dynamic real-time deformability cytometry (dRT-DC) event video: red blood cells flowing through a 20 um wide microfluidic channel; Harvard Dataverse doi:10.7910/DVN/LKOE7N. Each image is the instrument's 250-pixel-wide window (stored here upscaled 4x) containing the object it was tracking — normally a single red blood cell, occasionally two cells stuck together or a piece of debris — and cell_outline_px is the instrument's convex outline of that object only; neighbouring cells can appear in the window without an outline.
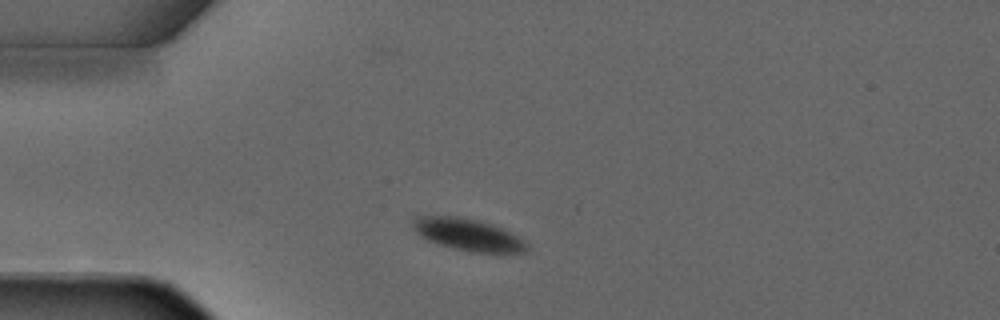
{"species": "common noctule bat (a hibernating species)", "species_latin": "Nyctalus noctula", "temperature_condition": "warm", "stored_images_in_passage": 1, "camera_frame_rate_fps": 3000, "um_per_image_px": 0.085, "animal": {"sex": "male", "forearm_length_mm": 52.5}, "frame": {"image": 1, "passage_image": 1, "time_ms": 0.0, "image_size_px": [1000, 320], "cell_outline_px": [[528, 252], [500, 256], [468, 252], [452, 248], [428, 240], [420, 236], [416, 232], [412, 224], [412, 220], [416, 216], [460, 216], [492, 224], [512, 232], [524, 240], [528, 244]], "centroid_in_image_um": [39.89, 20.0], "position_along_channel_um": 45.1, "area_um2": 22.2}}